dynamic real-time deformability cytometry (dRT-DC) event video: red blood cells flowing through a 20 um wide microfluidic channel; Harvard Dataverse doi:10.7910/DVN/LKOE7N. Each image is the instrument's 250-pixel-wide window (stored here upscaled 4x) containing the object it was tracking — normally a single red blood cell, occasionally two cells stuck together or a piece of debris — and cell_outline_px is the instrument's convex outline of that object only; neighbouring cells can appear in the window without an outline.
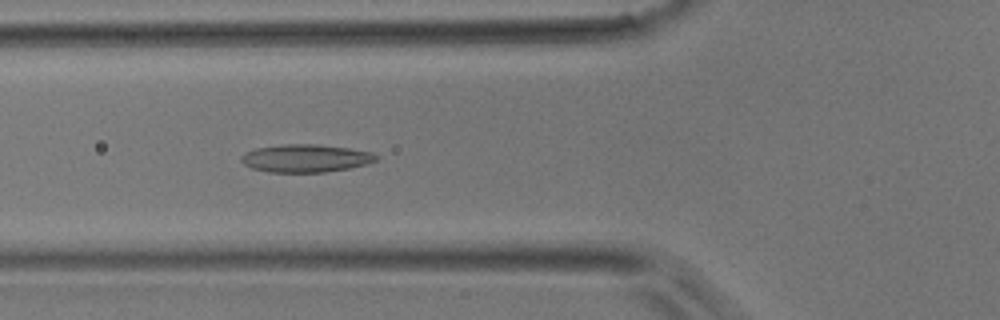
{"species": "common noctule bat (a hibernating species)", "species_latin": "Nyctalus noctula", "temperature_condition": "room temperature", "stored_images_in_passage": 36, "camera_frame_rate_fps": 3000, "um_per_image_px": 0.085, "animal": {"sex": "male", "body_mass_g": 17.9}, "frame": {"image": 1, "passage_image": 6, "time_ms": 1.667, "image_size_px": [1000, 320], "cell_outline_px": [[376, 160], [368, 164], [348, 168], [324, 172], [268, 172], [252, 168], [244, 164], [240, 160], [240, 156], [244, 152], [256, 148], [284, 144], [316, 144], [348, 148], [372, 152], [376, 156]], "centroid_in_image_um": [25.94, 13.45], "position_along_channel_um": 99.9, "area_um2": 21.85}}
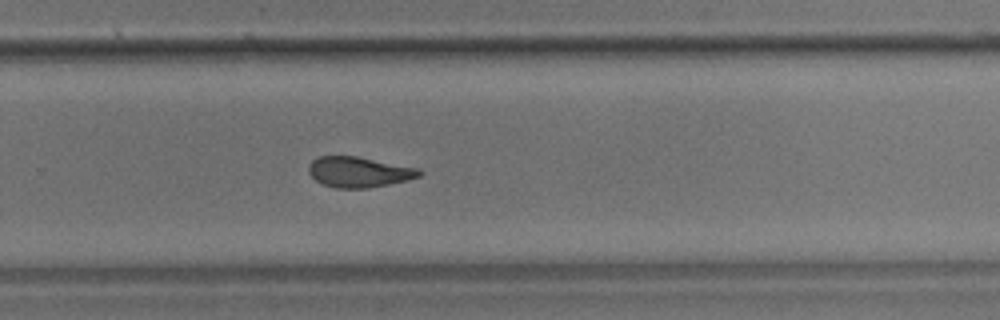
{"frame": {"image": 2, "passage_image": 20, "time_ms": 6.333, "image_size_px": [1000, 320], "cell_outline_px": [[424, 172], [420, 176], [408, 180], [368, 188], [336, 188], [324, 184], [316, 180], [308, 172], [308, 164], [312, 160], [320, 156], [356, 156], [420, 168]], "centroid_in_image_um": [30.53, 14.61], "position_along_channel_um": 299.3, "area_um2": 19.71}}
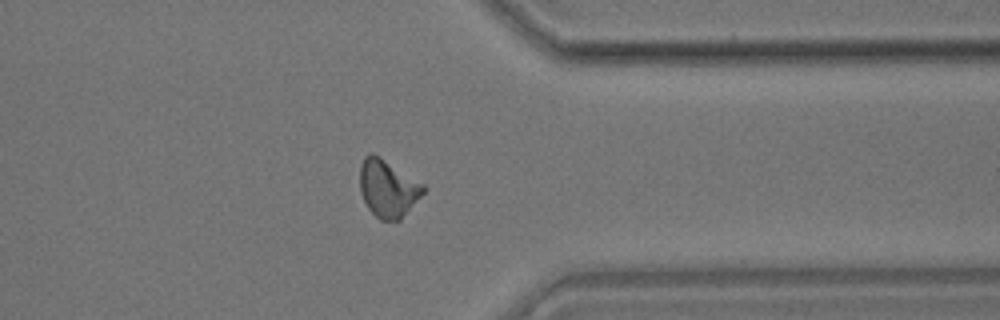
{"frame": {"image": 3, "passage_image": 26, "time_ms": 8.333, "image_size_px": [1000, 320], "cell_outline_px": [[424, 192], [400, 220], [380, 220], [368, 208], [360, 192], [360, 164], [364, 156], [368, 152], [372, 152], [380, 156], [424, 184]], "centroid_in_image_um": [32.94, 15.98], "position_along_channel_um": 378.5, "area_um2": 21.21}}